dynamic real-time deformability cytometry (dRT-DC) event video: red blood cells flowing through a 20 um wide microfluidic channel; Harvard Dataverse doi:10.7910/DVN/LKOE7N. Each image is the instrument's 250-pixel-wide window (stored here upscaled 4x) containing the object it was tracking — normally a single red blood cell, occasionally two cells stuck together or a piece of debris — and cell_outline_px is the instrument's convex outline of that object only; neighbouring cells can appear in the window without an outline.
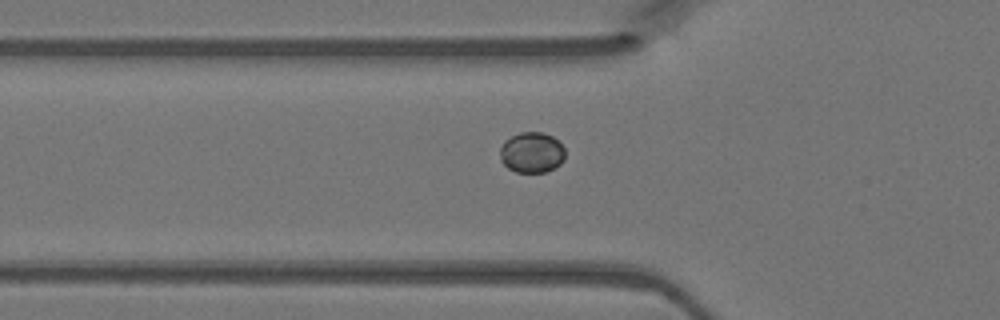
{"species": "Egyptian fruit bat (a non-hibernating species)", "species_latin": "Rousettus aegyptiacus", "temperature_condition": "warm", "stored_images_in_passage": 30, "camera_frame_rate_fps": 3000, "um_per_image_px": 0.085, "animal": {"sex": "female"}, "frame": {"image": 1, "passage_image": 5, "time_ms": 1.333, "image_size_px": [1000, 320], "cell_outline_px": [[564, 160], [560, 164], [548, 172], [516, 172], [508, 168], [500, 160], [500, 148], [504, 140], [520, 132], [544, 132], [552, 136], [564, 148]], "centroid_in_image_um": [45.19, 12.96], "position_along_channel_um": 80.6, "area_um2": 15.49}}
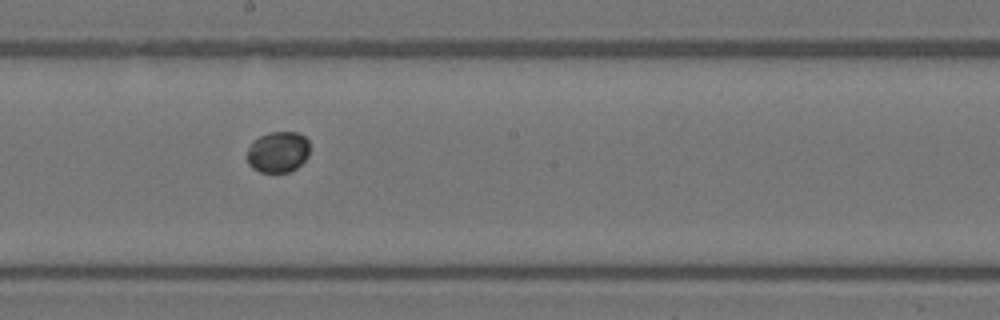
{"frame": {"image": 2, "passage_image": 15, "time_ms": 4.667, "image_size_px": [1000, 320], "cell_outline_px": [[308, 156], [296, 168], [288, 172], [260, 172], [252, 168], [248, 164], [248, 148], [252, 140], [268, 132], [296, 132], [304, 136], [308, 140]], "centroid_in_image_um": [23.61, 12.91], "position_along_channel_um": 224.6, "area_um2": 14.97}}
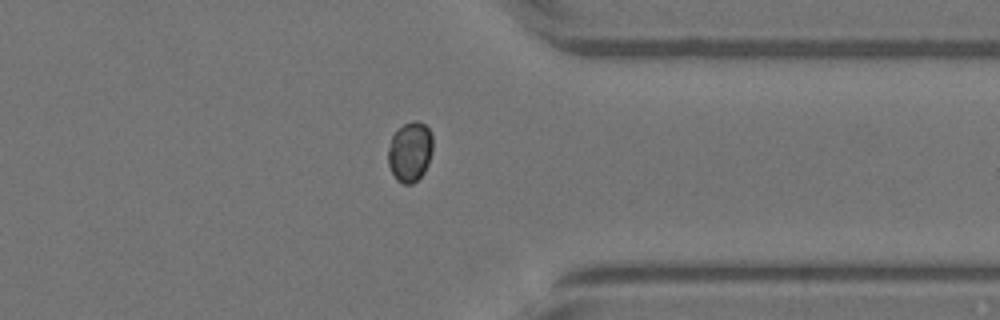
{"frame": {"image": 3, "passage_image": 26, "time_ms": 8.333, "image_size_px": [1000, 320], "cell_outline_px": [[432, 152], [428, 164], [424, 172], [412, 184], [404, 184], [396, 180], [388, 164], [388, 148], [392, 136], [404, 124], [412, 120], [416, 120], [424, 124], [432, 132]], "centroid_in_image_um": [34.86, 12.89], "position_along_channel_um": 376.5, "area_um2": 15.61}}